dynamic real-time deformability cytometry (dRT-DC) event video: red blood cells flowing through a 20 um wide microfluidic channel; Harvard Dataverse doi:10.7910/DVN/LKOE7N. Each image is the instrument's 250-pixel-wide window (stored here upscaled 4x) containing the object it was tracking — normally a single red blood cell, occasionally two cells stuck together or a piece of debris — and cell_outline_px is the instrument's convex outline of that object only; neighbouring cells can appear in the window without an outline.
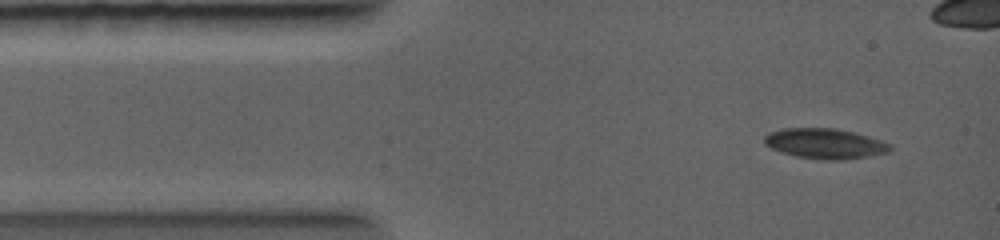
{"species": "common noctule bat (a hibernating species)", "species_latin": "Nyctalus noctula", "temperature_condition": "warm", "stored_images_in_passage": 5, "camera_frame_rate_fps": 5000, "um_per_image_px": 0.085, "animal": {"sex": "female", "body_mass_g": 19.0, "forearm_length_mm": 56.7}, "frame": {"image": 1, "passage_image": 1, "time_ms": 0.0, "image_size_px": [1000, 240], "cell_outline_px": [[892, 148], [888, 152], [868, 156], [840, 160], [828, 160], [796, 156], [780, 152], [764, 144], [764, 136], [768, 132], [784, 128], [836, 128], [868, 136], [892, 144]], "centroid_in_image_um": [70.1, 12.2], "position_along_channel_um": 14.9, "area_um2": 22.08}}